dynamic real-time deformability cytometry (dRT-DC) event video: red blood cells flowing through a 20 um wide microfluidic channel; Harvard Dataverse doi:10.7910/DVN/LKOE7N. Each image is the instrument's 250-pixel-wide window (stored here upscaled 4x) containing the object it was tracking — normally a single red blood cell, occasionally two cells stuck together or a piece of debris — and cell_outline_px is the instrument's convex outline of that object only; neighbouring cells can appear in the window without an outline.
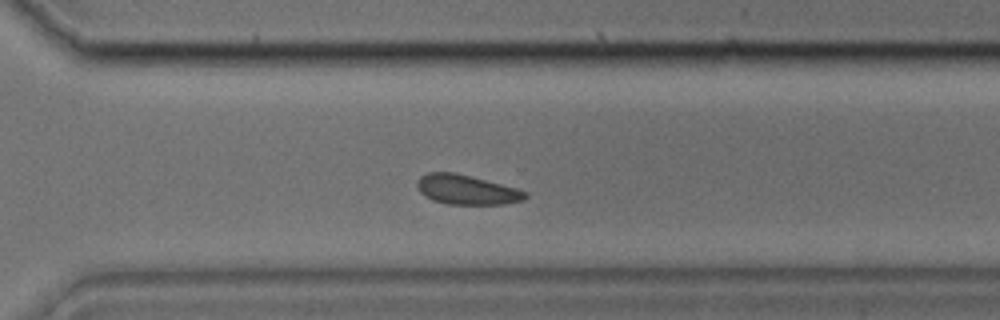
{"species": "common noctule bat (a hibernating species)", "species_latin": "Nyctalus noctula", "temperature_condition": "cold", "stored_images_in_passage": 30, "camera_frame_rate_fps": 3000, "um_per_image_px": 0.085, "animal": {"sex": "male", "body_mass_g": 17.9, "forearm_length_mm": 54.2}, "frame": {"image": 1, "passage_image": 18, "time_ms": 5.667, "image_size_px": [1000, 320], "cell_outline_px": [[528, 196], [524, 200], [504, 204], [448, 204], [432, 200], [424, 196], [420, 192], [416, 184], [416, 180], [420, 176], [428, 172], [456, 172], [472, 176], [516, 188], [528, 192]], "centroid_in_image_um": [39.64, 16.12], "position_along_channel_um": 331.0, "area_um2": 18.84}}